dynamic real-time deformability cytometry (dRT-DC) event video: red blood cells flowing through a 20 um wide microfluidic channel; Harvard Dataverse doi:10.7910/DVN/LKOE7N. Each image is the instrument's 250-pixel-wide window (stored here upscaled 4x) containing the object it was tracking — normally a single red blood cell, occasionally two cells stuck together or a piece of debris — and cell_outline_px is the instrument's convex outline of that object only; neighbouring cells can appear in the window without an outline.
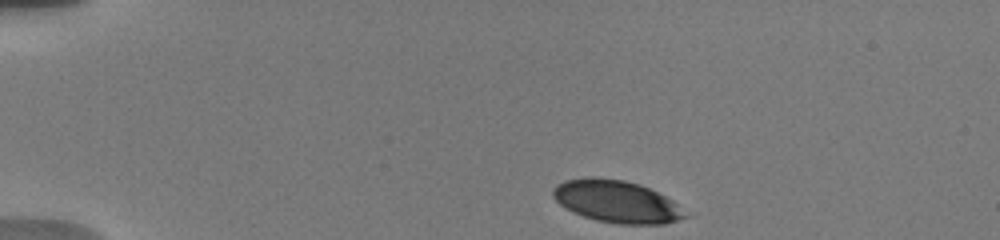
{"species": "human", "species_latin": "Homo sapiens", "temperature_condition": "warm", "stored_images_in_passage": 74, "camera_frame_rate_fps": 3000, "um_per_image_px": 0.085, "donor": {"sex": "male"}, "frame": {"image": 1, "passage_image": 1, "time_ms": 0.0, "image_size_px": [1000, 240], "cell_outline_px": [[692, 216], [664, 224], [616, 224], [596, 220], [584, 216], [560, 204], [552, 196], [552, 192], [556, 184], [564, 180], [588, 176], [592, 176], [624, 180], [640, 184], [672, 200]], "centroid_in_image_um": [52.43, 17.12], "position_along_channel_um": 32.6, "area_um2": 32.6}}
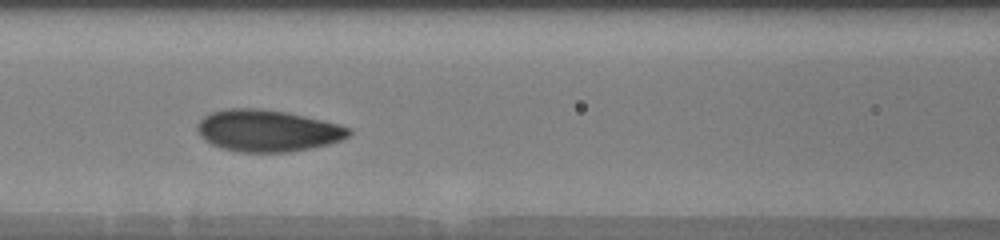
{"frame": {"image": 2, "passage_image": 35, "time_ms": 5.0, "image_size_px": [1000, 240], "cell_outline_px": [[352, 132], [348, 136], [340, 140], [328, 144], [312, 148], [288, 152], [240, 152], [220, 148], [204, 140], [200, 136], [196, 128], [200, 120], [204, 116], [212, 112], [224, 108], [256, 108], [284, 112], [320, 120], [352, 128]], "centroid_in_image_um": [22.7, 11.12], "position_along_channel_um": 143.9, "area_um2": 36.7}}
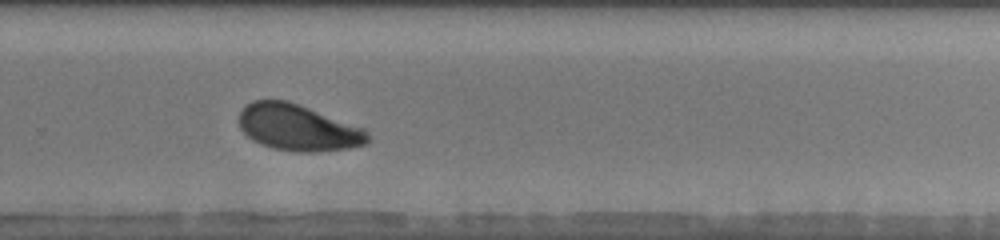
{"frame": {"image": 3, "passage_image": 64, "time_ms": 9.333, "image_size_px": [1000, 240], "cell_outline_px": [[372, 140], [368, 144], [348, 148], [316, 152], [300, 152], [272, 148], [260, 144], [252, 140], [240, 128], [240, 112], [252, 100], [288, 100], [300, 104], [364, 128], [368, 132]], "centroid_in_image_um": [25.38, 10.85], "position_along_channel_um": 304.4, "area_um2": 34.91}}